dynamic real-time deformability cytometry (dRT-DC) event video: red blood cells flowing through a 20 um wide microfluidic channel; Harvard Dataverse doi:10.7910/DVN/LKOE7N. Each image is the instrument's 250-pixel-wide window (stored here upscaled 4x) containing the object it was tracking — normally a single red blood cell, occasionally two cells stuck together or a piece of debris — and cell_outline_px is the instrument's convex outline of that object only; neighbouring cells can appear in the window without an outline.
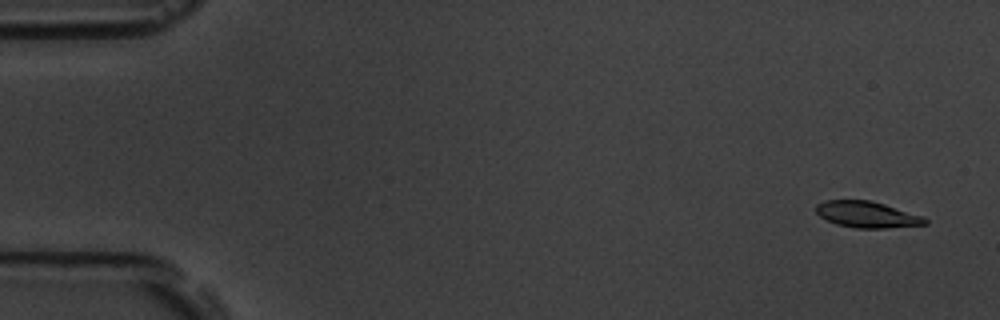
{"species": "common noctule bat (a hibernating species)", "species_latin": "Nyctalus noctula", "temperature_condition": "room temperature", "stored_images_in_passage": 5, "camera_frame_rate_fps": 3000, "um_per_image_px": 0.085, "animal": {"sex": "male", "body_mass_g": 19.5, "forearm_length_mm": 54.6}, "frame": {"image": 1, "passage_image": 1, "time_ms": 0.0, "image_size_px": [1000, 320], "cell_outline_px": [[928, 224], [884, 228], [856, 228], [836, 224], [820, 216], [816, 212], [816, 204], [824, 200], [872, 200], [924, 216], [928, 220]], "centroid_in_image_um": [73.71, 18.22], "position_along_channel_um": 11.3, "area_um2": 16.76}}
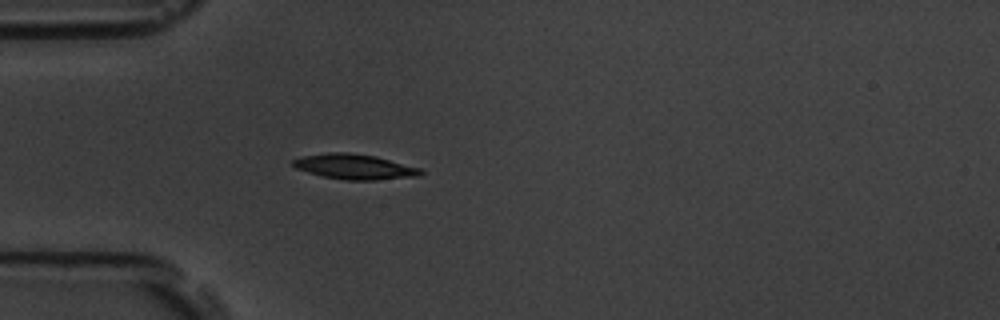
{"frame": {"image": 2, "passage_image": 5, "time_ms": 4.667, "image_size_px": [1000, 320], "cell_outline_px": [[424, 172], [420, 176], [376, 180], [344, 180], [324, 176], [308, 172], [296, 168], [292, 164], [292, 160], [300, 156], [328, 152], [348, 152], [376, 156], [420, 168]], "centroid_in_image_um": [30.13, 14.16], "position_along_channel_um": 54.9, "area_um2": 18.79}}